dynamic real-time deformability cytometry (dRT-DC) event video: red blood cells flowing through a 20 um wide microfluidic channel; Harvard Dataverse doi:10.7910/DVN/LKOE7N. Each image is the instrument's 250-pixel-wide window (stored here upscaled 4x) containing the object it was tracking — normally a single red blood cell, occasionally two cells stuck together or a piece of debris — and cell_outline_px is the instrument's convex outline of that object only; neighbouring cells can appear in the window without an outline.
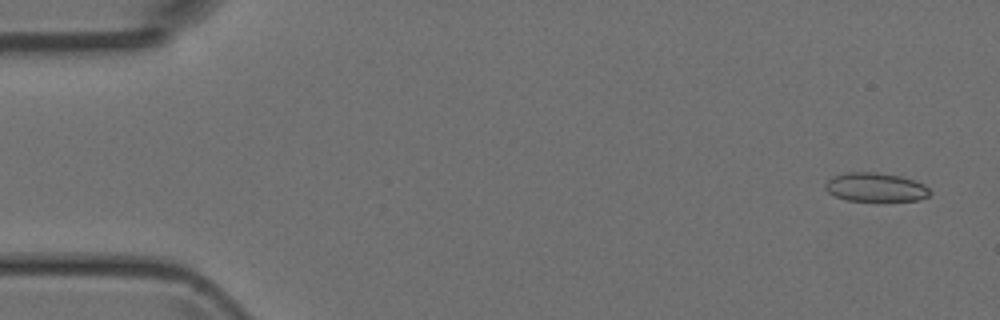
{"species": "Egyptian fruit bat (a non-hibernating species)", "species_latin": "Rousettus aegyptiacus", "temperature_condition": "room temperature", "stored_images_in_passage": 5, "camera_frame_rate_fps": 3000, "um_per_image_px": 0.085, "animal": {"sex": "female"}, "frame": {"image": 1, "passage_image": 1, "time_ms": 0.0, "image_size_px": [1000, 320], "cell_outline_px": [[932, 192], [928, 196], [920, 200], [844, 200], [828, 192], [824, 188], [824, 184], [832, 176], [848, 172], [876, 172], [900, 176], [924, 184]], "centroid_in_image_um": [74.4, 15.9], "position_along_channel_um": 10.6, "area_um2": 17.46}}
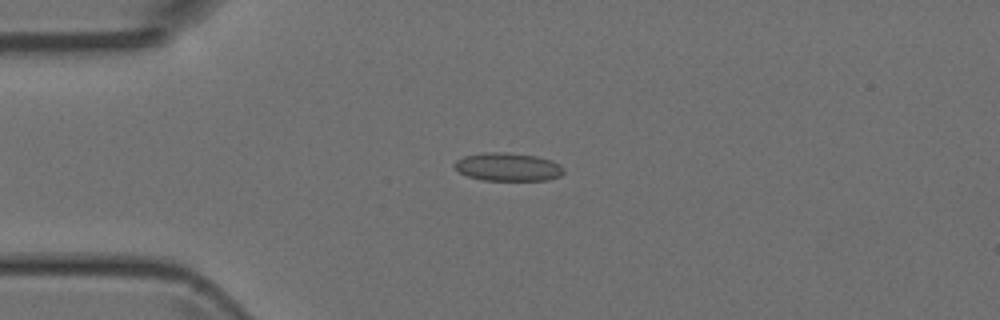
{"frame": {"image": 2, "passage_image": 4, "time_ms": 3.333, "image_size_px": [1000, 320], "cell_outline_px": [[564, 172], [560, 176], [548, 180], [484, 180], [468, 176], [460, 172], [452, 164], [456, 160], [464, 156], [484, 152], [504, 152], [536, 156], [552, 160], [560, 164], [564, 168]], "centroid_in_image_um": [43.19, 14.18], "position_along_channel_um": 41.8, "area_um2": 17.98}}
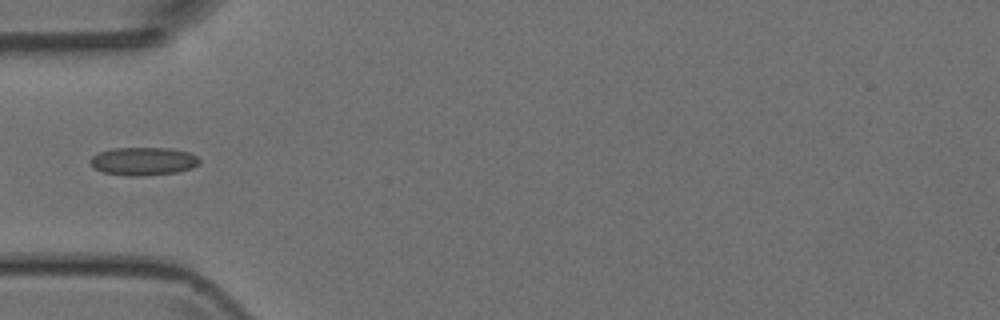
{"frame": {"image": 3, "passage_image": 5, "time_ms": 4.667, "image_size_px": [1000, 320], "cell_outline_px": [[200, 164], [192, 168], [176, 172], [144, 176], [128, 176], [104, 172], [92, 168], [88, 160], [92, 156], [100, 152], [112, 148], [172, 148], [188, 152], [196, 156], [200, 160]], "centroid_in_image_um": [12.16, 13.71], "position_along_channel_um": 72.8, "area_um2": 18.03}}